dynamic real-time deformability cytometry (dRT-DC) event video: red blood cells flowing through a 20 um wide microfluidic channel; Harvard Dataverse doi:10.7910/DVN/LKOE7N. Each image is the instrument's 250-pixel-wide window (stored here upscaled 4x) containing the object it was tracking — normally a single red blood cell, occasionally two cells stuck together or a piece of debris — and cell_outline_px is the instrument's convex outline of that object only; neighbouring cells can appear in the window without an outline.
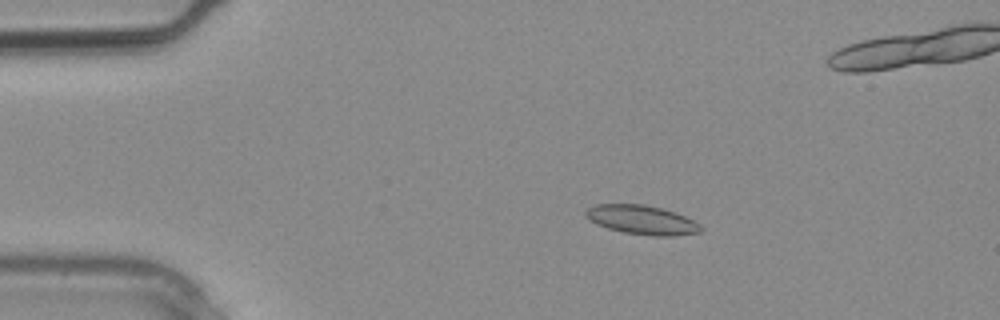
{"species": "common noctule bat (a hibernating species)", "species_latin": "Nyctalus noctula", "temperature_condition": "warm", "stored_images_in_passage": 4, "camera_frame_rate_fps": 3000, "um_per_image_px": 0.085, "animal": {"sex": "male", "body_mass_g": 20.4}, "frame": {"image": 1, "passage_image": 2, "time_ms": 0.333, "image_size_px": [1000, 320], "cell_outline_px": [[704, 228], [700, 232], [672, 236], [656, 236], [624, 232], [608, 228], [596, 224], [584, 212], [588, 208], [596, 204], [644, 204], [676, 212], [700, 224]], "centroid_in_image_um": [54.59, 18.68], "position_along_channel_um": 30.4, "area_um2": 19.31}}